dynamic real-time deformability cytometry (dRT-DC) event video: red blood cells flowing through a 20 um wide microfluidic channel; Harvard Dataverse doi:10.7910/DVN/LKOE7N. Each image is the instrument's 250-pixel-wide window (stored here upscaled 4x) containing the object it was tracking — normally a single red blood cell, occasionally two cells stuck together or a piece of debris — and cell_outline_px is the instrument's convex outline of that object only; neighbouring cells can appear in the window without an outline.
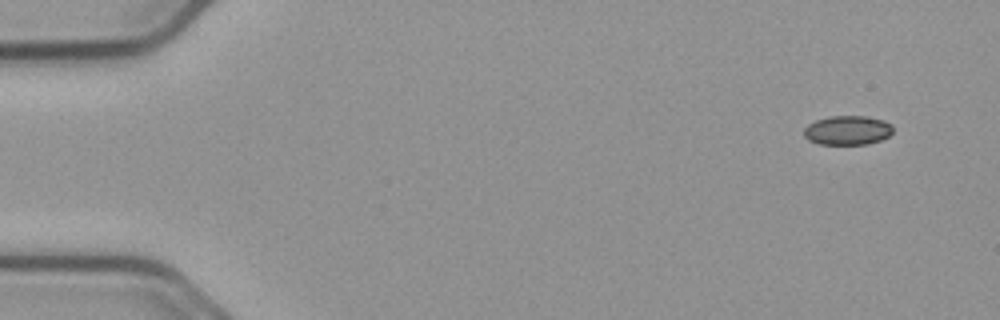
{"species": "common noctule bat (a hibernating species)", "species_latin": "Nyctalus noctula", "temperature_condition": "cold", "stored_images_in_passage": 53, "camera_frame_rate_fps": 3000, "um_per_image_px": 0.085, "animal": {"sex": "male", "body_mass_g": 23.1, "forearm_length_mm": 52.7}, "frame": {"image": 1, "passage_image": 1, "time_ms": 0.0, "image_size_px": [1000, 320], "cell_outline_px": [[892, 132], [888, 136], [880, 140], [868, 144], [820, 144], [808, 140], [804, 136], [804, 128], [808, 124], [816, 120], [832, 116], [868, 116], [884, 120], [892, 124]], "centroid_in_image_um": [72.05, 11.07], "position_along_channel_um": 13.0, "area_um2": 15.2}}
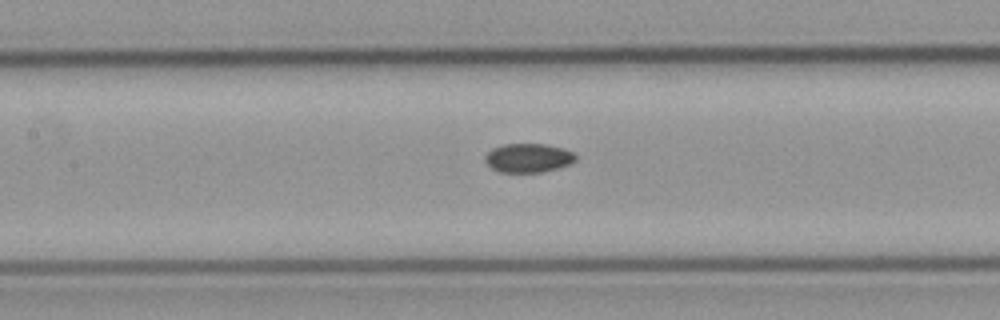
{"frame": {"image": 2, "passage_image": 23, "time_ms": 7.333, "image_size_px": [1000, 320], "cell_outline_px": [[576, 160], [568, 164], [556, 168], [540, 172], [500, 172], [492, 168], [484, 160], [484, 156], [492, 148], [504, 144], [544, 144], [560, 148], [572, 152], [576, 156]], "centroid_in_image_um": [44.86, 13.42], "position_along_channel_um": 162.5, "area_um2": 15.03}}
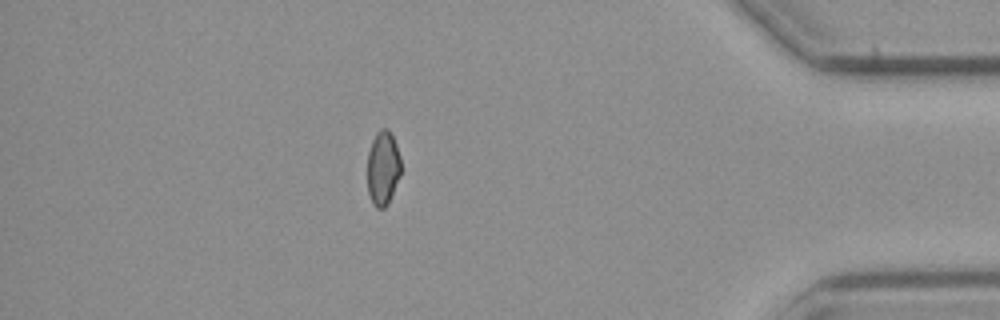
{"frame": {"image": 3, "passage_image": 46, "time_ms": 15.0, "image_size_px": [1000, 320], "cell_outline_px": [[400, 176], [388, 204], [384, 208], [376, 208], [372, 204], [368, 192], [368, 152], [372, 140], [376, 132], [380, 128], [388, 128], [396, 144], [400, 156]], "centroid_in_image_um": [32.54, 14.28], "position_along_channel_um": 402.7, "area_um2": 14.62}}